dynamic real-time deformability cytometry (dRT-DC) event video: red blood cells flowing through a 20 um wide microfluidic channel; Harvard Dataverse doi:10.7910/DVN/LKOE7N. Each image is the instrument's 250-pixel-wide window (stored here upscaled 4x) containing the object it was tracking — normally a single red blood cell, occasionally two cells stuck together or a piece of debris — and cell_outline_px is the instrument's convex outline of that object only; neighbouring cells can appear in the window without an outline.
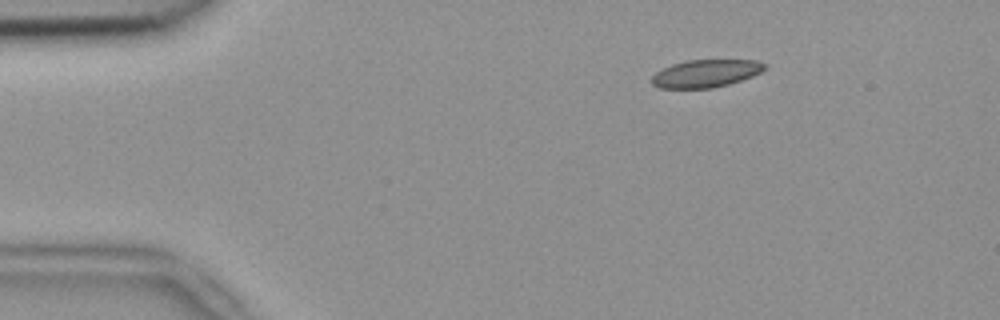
{"species": "common noctule bat (a hibernating species)", "species_latin": "Nyctalus noctula", "temperature_condition": "room temperature", "stored_images_in_passage": 46, "camera_frame_rate_fps": 3000, "um_per_image_px": 0.085, "animal": {"sex": "female", "body_mass_g": 18.4}, "frame": {"image": 1, "passage_image": 1, "time_ms": 0.0, "image_size_px": [1000, 320], "cell_outline_px": [[768, 68], [752, 76], [728, 84], [712, 88], [660, 88], [652, 84], [652, 76], [656, 72], [672, 64], [688, 60], [756, 60], [768, 64]], "centroid_in_image_um": [60.02, 6.24], "position_along_channel_um": 25.0, "area_um2": 18.15}}
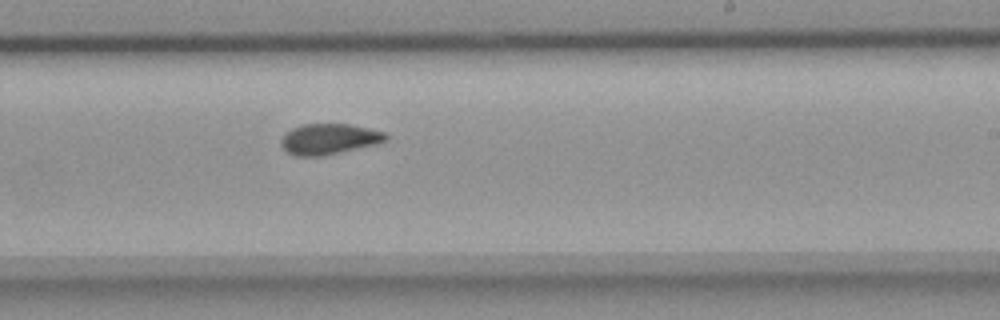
{"frame": {"image": 2, "passage_image": 25, "time_ms": 8.0, "image_size_px": [1000, 320], "cell_outline_px": [[388, 140], [376, 144], [324, 156], [292, 156], [280, 144], [280, 140], [284, 132], [292, 128], [304, 124], [348, 124], [368, 128], [384, 132], [388, 136]], "centroid_in_image_um": [27.94, 11.82], "position_along_channel_um": 261.1, "area_um2": 18.84}}
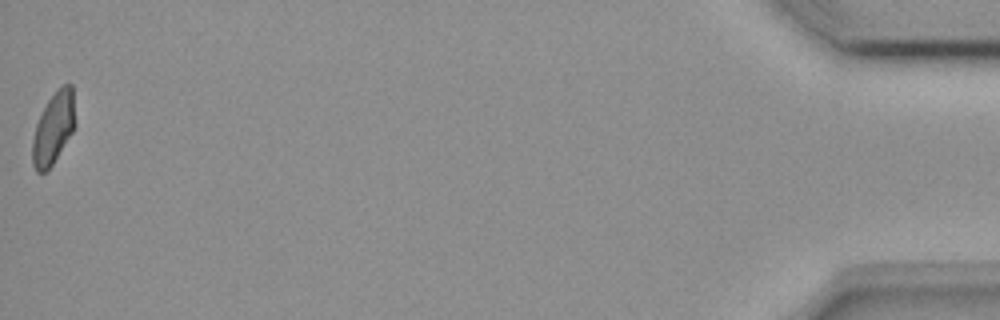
{"frame": {"image": 3, "passage_image": 46, "time_ms": 15.0, "image_size_px": [1000, 320], "cell_outline_px": [[76, 124], [72, 132], [52, 164], [44, 172], [36, 172], [32, 164], [32, 140], [36, 124], [48, 100], [64, 84], [72, 84]], "centroid_in_image_um": [4.54, 10.9], "position_along_channel_um": 430.7, "area_um2": 17.57}, "authors_computed_cell_mechanics": {"area_um2": 18.8428, "velocity_mm_per_s": 3.7992, "shape_relaxation_time_tau1_ms": 9.8862, "shape_relaxation_time_tau2_ms": 1.2075, "deformation_change_tau1": 0.1522, "deformation_change_tau2": 0.0678}}